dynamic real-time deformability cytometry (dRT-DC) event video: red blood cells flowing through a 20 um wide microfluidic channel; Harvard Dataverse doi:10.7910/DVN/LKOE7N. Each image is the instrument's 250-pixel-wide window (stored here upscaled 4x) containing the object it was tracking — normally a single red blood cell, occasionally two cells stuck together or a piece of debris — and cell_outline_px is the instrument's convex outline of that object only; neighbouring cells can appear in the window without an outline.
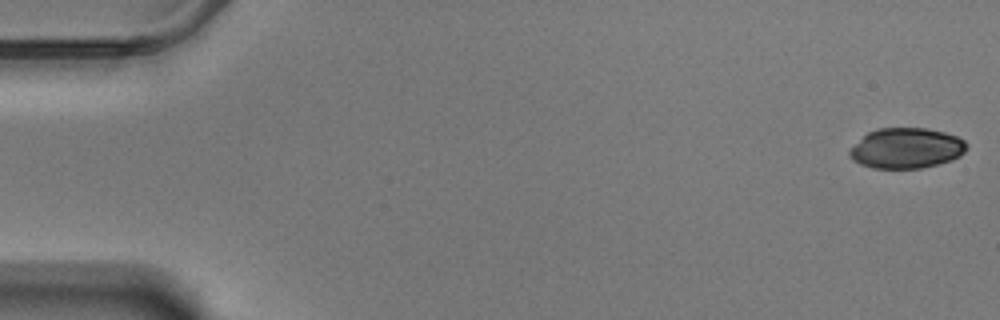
{"species": "Egyptian fruit bat (a non-hibernating species)", "species_latin": "Rousettus aegyptiacus", "temperature_condition": "warm", "stored_images_in_passage": 18, "camera_frame_rate_fps": 3000, "um_per_image_px": 0.085, "animal": {"sex": "male"}, "frame": {"image": 1, "passage_image": 1, "time_ms": 0.0, "image_size_px": [1000, 320], "cell_outline_px": [[968, 144], [964, 152], [960, 156], [952, 160], [920, 168], [872, 168], [860, 164], [852, 160], [848, 156], [848, 152], [868, 132], [880, 128], [928, 128], [944, 132], [956, 136], [964, 140]], "centroid_in_image_um": [77.05, 12.6], "position_along_channel_um": 8.0, "area_um2": 27.46}}
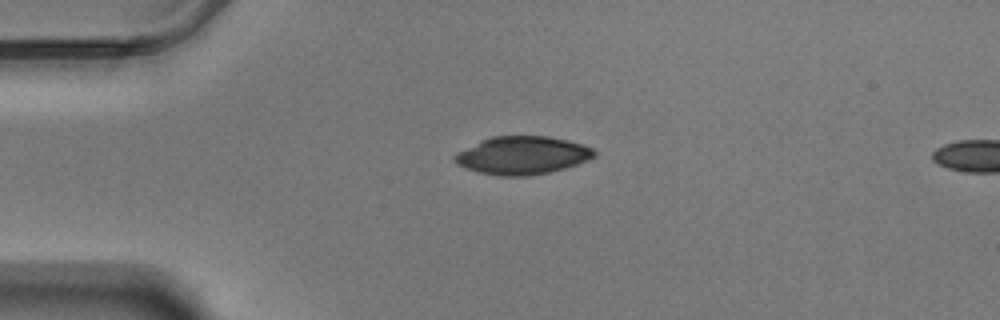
{"frame": {"image": 2, "passage_image": 14, "time_ms": 4.333, "image_size_px": [1000, 320], "cell_outline_px": [[596, 156], [588, 160], [564, 168], [548, 172], [528, 176], [500, 176], [480, 172], [456, 164], [452, 160], [452, 156], [456, 152], [480, 140], [492, 136], [548, 136], [568, 140], [592, 148], [596, 152]], "centroid_in_image_um": [44.36, 13.2], "position_along_channel_um": 40.6, "area_um2": 30.92}}